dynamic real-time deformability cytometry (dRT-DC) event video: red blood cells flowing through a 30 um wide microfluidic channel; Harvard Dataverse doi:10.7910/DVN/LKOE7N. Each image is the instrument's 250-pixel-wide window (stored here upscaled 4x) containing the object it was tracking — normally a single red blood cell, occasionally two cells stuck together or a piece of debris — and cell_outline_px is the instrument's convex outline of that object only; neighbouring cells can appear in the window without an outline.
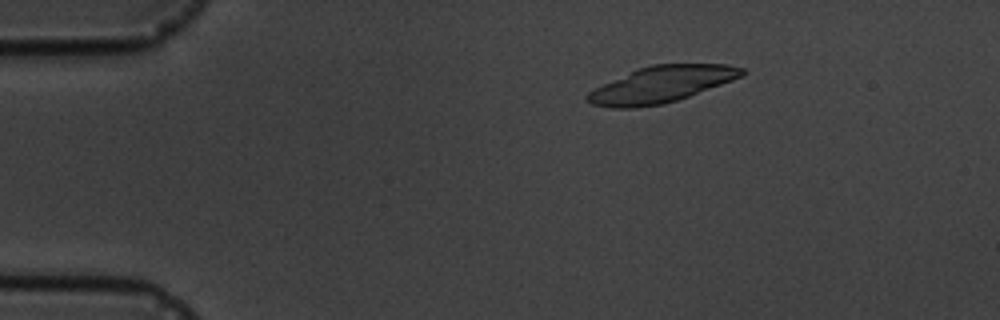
{"species": "common noctule bat (a hibernating species)", "species_latin": "Nyctalus noctula", "temperature_condition": "cold", "stored_images_in_passage": 5, "camera_frame_rate_fps": 3000, "um_per_image_px": 0.085, "animal": {"sex": "male", "body_mass_g": 19.5, "forearm_length_mm": 54.6}, "frame": {"image": 1, "passage_image": 3, "time_ms": 2.333, "image_size_px": [1000, 320], "cell_outline_px": [[744, 72], [740, 76], [732, 80], [688, 96], [664, 104], [636, 108], [612, 108], [592, 104], [588, 100], [588, 92], [636, 68], [652, 64], [728, 64], [744, 68]], "centroid_in_image_um": [56.21, 7.17], "position_along_channel_um": 28.8, "area_um2": 32.25}}